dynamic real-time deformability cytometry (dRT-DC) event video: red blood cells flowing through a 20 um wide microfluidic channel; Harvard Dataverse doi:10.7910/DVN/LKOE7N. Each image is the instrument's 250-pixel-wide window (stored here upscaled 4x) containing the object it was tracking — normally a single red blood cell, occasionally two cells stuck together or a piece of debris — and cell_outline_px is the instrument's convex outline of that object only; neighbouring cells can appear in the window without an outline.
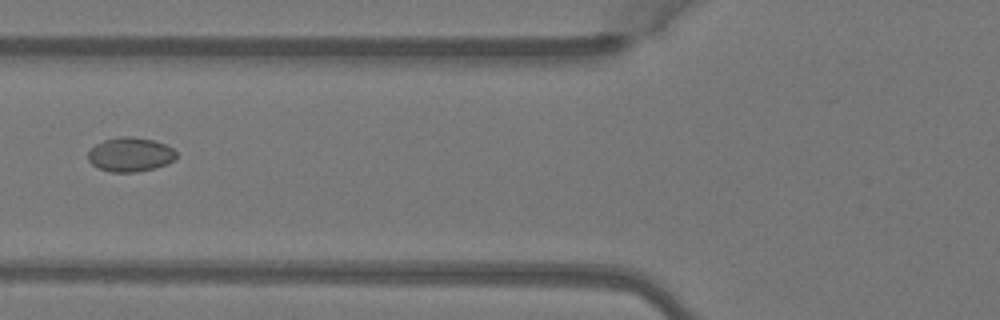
{"species": "Egyptian fruit bat (a non-hibernating species)", "species_latin": "Rousettus aegyptiacus", "temperature_condition": "warm", "stored_images_in_passage": 5, "camera_frame_rate_fps": 3000, "um_per_image_px": 0.085, "animal": {"sex": "female"}, "frame": {"image": 1, "passage_image": 5, "time_ms": 1.333, "image_size_px": [1000, 320], "cell_outline_px": [[176, 160], [168, 164], [156, 168], [136, 172], [112, 172], [96, 168], [88, 160], [88, 152], [96, 144], [104, 140], [120, 136], [132, 136], [152, 140], [164, 144], [172, 148], [176, 152]], "centroid_in_image_um": [11.08, 13.14], "position_along_channel_um": 114.7, "area_um2": 17.74}}